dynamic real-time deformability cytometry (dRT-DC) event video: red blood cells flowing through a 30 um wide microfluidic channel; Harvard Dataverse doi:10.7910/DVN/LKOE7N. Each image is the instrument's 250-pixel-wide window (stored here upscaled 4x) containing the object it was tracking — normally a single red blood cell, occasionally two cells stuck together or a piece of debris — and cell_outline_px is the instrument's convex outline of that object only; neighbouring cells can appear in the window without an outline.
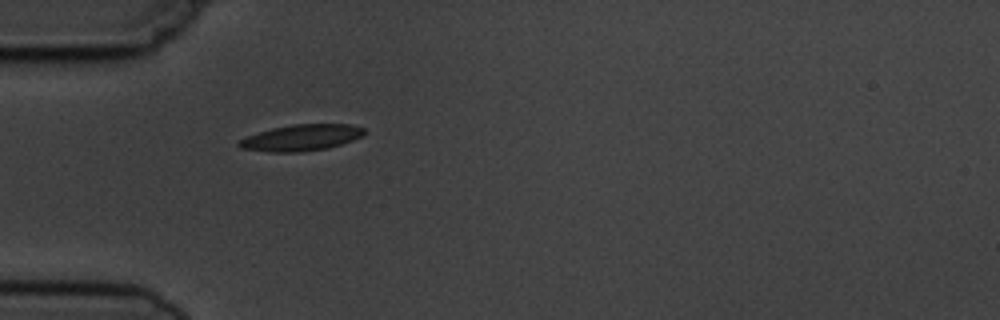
{"species": "common noctule bat (a hibernating species)", "species_latin": "Nyctalus noctula", "temperature_condition": "cold", "stored_images_in_passage": 1, "camera_frame_rate_fps": 3000, "um_per_image_px": 0.085, "animal": {"sex": "male", "body_mass_g": 19.5, "forearm_length_mm": 54.6}, "frame": {"image": 1, "passage_image": 1, "time_ms": 0.0, "image_size_px": [1000, 320], "cell_outline_px": [[364, 136], [328, 148], [300, 152], [268, 152], [240, 148], [236, 144], [240, 140], [248, 136], [272, 128], [292, 124], [352, 124], [364, 128]], "centroid_in_image_um": [25.62, 11.7], "position_along_channel_um": 59.4, "area_um2": 19.13}}